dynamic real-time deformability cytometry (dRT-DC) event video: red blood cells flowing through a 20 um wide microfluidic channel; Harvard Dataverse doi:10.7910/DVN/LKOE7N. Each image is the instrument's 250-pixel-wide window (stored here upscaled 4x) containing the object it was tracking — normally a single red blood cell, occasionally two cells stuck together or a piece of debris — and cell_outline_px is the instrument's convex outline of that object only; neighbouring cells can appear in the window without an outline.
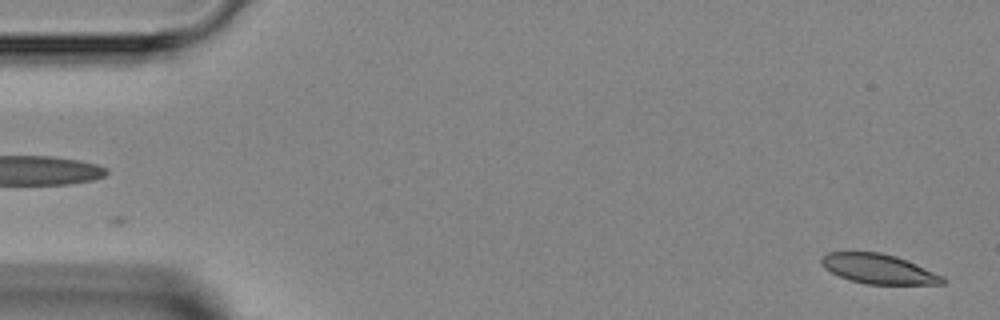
{"species": "Egyptian fruit bat (a non-hibernating species)", "species_latin": "Rousettus aegyptiacus", "temperature_condition": "room temperature", "stored_images_in_passage": 46, "camera_frame_rate_fps": 3000, "um_per_image_px": 0.085, "animal": {"sex": "female"}, "frame": {"image": 1, "passage_image": 1, "time_ms": 0.0, "image_size_px": [1000, 320], "cell_outline_px": [[944, 284], [868, 284], [852, 280], [840, 276], [824, 268], [820, 264], [820, 256], [828, 252], [880, 252], [896, 256], [916, 264], [944, 276]], "centroid_in_image_um": [74.65, 22.84], "position_along_channel_um": 10.4, "area_um2": 20.87}}
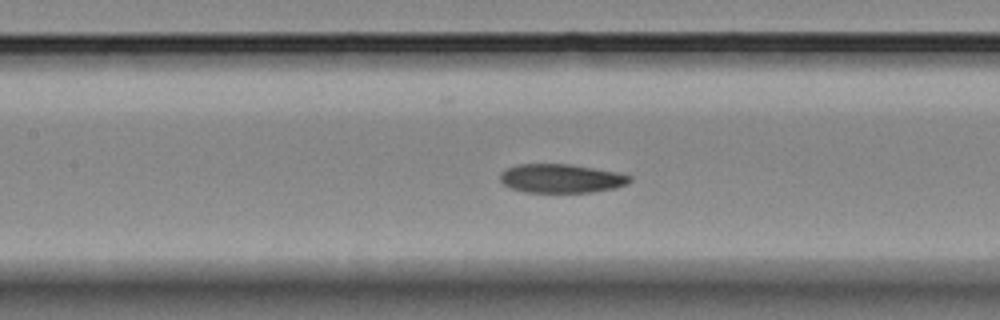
{"frame": {"image": 2, "passage_image": 20, "time_ms": 6.333, "image_size_px": [1000, 320], "cell_outline_px": [[632, 180], [628, 184], [612, 188], [592, 192], [524, 192], [512, 188], [504, 184], [500, 180], [500, 172], [504, 168], [516, 164], [568, 164], [620, 172], [632, 176]], "centroid_in_image_um": [47.7, 15.16], "position_along_channel_um": 159.7, "area_um2": 21.91}}
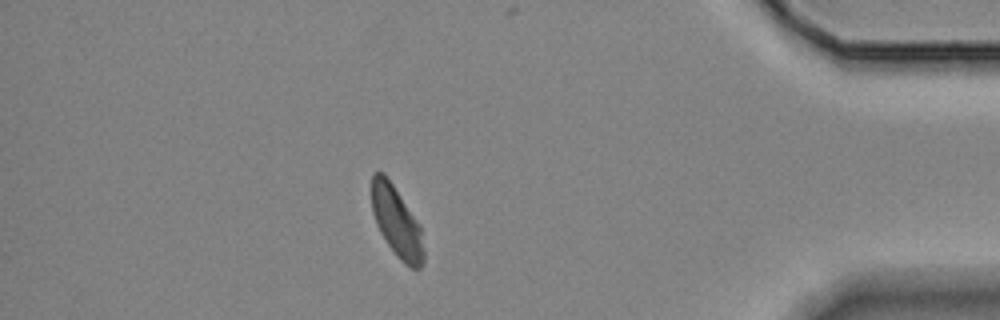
{"frame": {"image": 3, "passage_image": 40, "time_ms": 13.0, "image_size_px": [1000, 320], "cell_outline_px": [[424, 260], [420, 268], [412, 268], [404, 264], [396, 256], [380, 232], [376, 224], [372, 212], [372, 172], [384, 172], [420, 224], [424, 248]], "centroid_in_image_um": [33.72, 18.87], "position_along_channel_um": 401.5, "area_um2": 21.39}}